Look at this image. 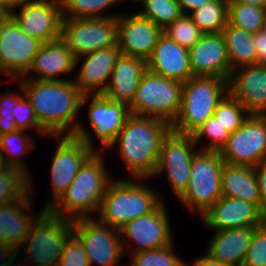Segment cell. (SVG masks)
Listing matches in <instances>:
<instances>
[{
	"mask_svg": "<svg viewBox=\"0 0 266 266\" xmlns=\"http://www.w3.org/2000/svg\"><path fill=\"white\" fill-rule=\"evenodd\" d=\"M49 136H72L77 129L83 94L74 80L17 79Z\"/></svg>",
	"mask_w": 266,
	"mask_h": 266,
	"instance_id": "1",
	"label": "cell"
},
{
	"mask_svg": "<svg viewBox=\"0 0 266 266\" xmlns=\"http://www.w3.org/2000/svg\"><path fill=\"white\" fill-rule=\"evenodd\" d=\"M171 126L160 119L132 115L108 146L117 147V154L130 178L151 179L155 173L160 146Z\"/></svg>",
	"mask_w": 266,
	"mask_h": 266,
	"instance_id": "2",
	"label": "cell"
},
{
	"mask_svg": "<svg viewBox=\"0 0 266 266\" xmlns=\"http://www.w3.org/2000/svg\"><path fill=\"white\" fill-rule=\"evenodd\" d=\"M105 153L97 150L85 161L66 192L49 209L53 214L72 220L97 215L113 180L104 160Z\"/></svg>",
	"mask_w": 266,
	"mask_h": 266,
	"instance_id": "3",
	"label": "cell"
},
{
	"mask_svg": "<svg viewBox=\"0 0 266 266\" xmlns=\"http://www.w3.org/2000/svg\"><path fill=\"white\" fill-rule=\"evenodd\" d=\"M114 179L109 183L95 217L115 229L120 230L129 221L153 212L164 201L159 194L161 191L147 183L150 179L123 176Z\"/></svg>",
	"mask_w": 266,
	"mask_h": 266,
	"instance_id": "4",
	"label": "cell"
},
{
	"mask_svg": "<svg viewBox=\"0 0 266 266\" xmlns=\"http://www.w3.org/2000/svg\"><path fill=\"white\" fill-rule=\"evenodd\" d=\"M72 234V219L45 209L33 222L29 234L15 252L26 265L58 266L65 243Z\"/></svg>",
	"mask_w": 266,
	"mask_h": 266,
	"instance_id": "5",
	"label": "cell"
},
{
	"mask_svg": "<svg viewBox=\"0 0 266 266\" xmlns=\"http://www.w3.org/2000/svg\"><path fill=\"white\" fill-rule=\"evenodd\" d=\"M228 93V80L214 76H193L182 86L181 107L171 130L191 135L208 118Z\"/></svg>",
	"mask_w": 266,
	"mask_h": 266,
	"instance_id": "6",
	"label": "cell"
},
{
	"mask_svg": "<svg viewBox=\"0 0 266 266\" xmlns=\"http://www.w3.org/2000/svg\"><path fill=\"white\" fill-rule=\"evenodd\" d=\"M84 106L88 110L86 113L87 121L91 128L89 129L83 121H79L77 129L72 136L79 138L83 143L96 151L97 149L98 151L108 150V146L114 141L131 114L129 106L123 102L113 101L104 94L83 95L81 110L84 109ZM95 138L97 142L99 140L101 148L94 146L96 145Z\"/></svg>",
	"mask_w": 266,
	"mask_h": 266,
	"instance_id": "7",
	"label": "cell"
},
{
	"mask_svg": "<svg viewBox=\"0 0 266 266\" xmlns=\"http://www.w3.org/2000/svg\"><path fill=\"white\" fill-rule=\"evenodd\" d=\"M182 86V82L168 79L147 69L132 102L128 105L130 113L157 118L171 126L180 111Z\"/></svg>",
	"mask_w": 266,
	"mask_h": 266,
	"instance_id": "8",
	"label": "cell"
},
{
	"mask_svg": "<svg viewBox=\"0 0 266 266\" xmlns=\"http://www.w3.org/2000/svg\"><path fill=\"white\" fill-rule=\"evenodd\" d=\"M219 151H199L193 158L190 180L185 192L177 199L191 214L199 217L222 196V168Z\"/></svg>",
	"mask_w": 266,
	"mask_h": 266,
	"instance_id": "9",
	"label": "cell"
},
{
	"mask_svg": "<svg viewBox=\"0 0 266 266\" xmlns=\"http://www.w3.org/2000/svg\"><path fill=\"white\" fill-rule=\"evenodd\" d=\"M199 151L192 135L170 130L162 140L157 167L151 180L165 174L166 183L178 199L188 187L193 158Z\"/></svg>",
	"mask_w": 266,
	"mask_h": 266,
	"instance_id": "10",
	"label": "cell"
},
{
	"mask_svg": "<svg viewBox=\"0 0 266 266\" xmlns=\"http://www.w3.org/2000/svg\"><path fill=\"white\" fill-rule=\"evenodd\" d=\"M57 145L50 160V194L44 209H50L66 192L85 161L96 151L73 136H50ZM50 184V185H49Z\"/></svg>",
	"mask_w": 266,
	"mask_h": 266,
	"instance_id": "11",
	"label": "cell"
},
{
	"mask_svg": "<svg viewBox=\"0 0 266 266\" xmlns=\"http://www.w3.org/2000/svg\"><path fill=\"white\" fill-rule=\"evenodd\" d=\"M73 234L80 240L90 266L123 265L126 256L120 230L89 217L73 220Z\"/></svg>",
	"mask_w": 266,
	"mask_h": 266,
	"instance_id": "12",
	"label": "cell"
},
{
	"mask_svg": "<svg viewBox=\"0 0 266 266\" xmlns=\"http://www.w3.org/2000/svg\"><path fill=\"white\" fill-rule=\"evenodd\" d=\"M75 58L117 46V17L62 19L61 38Z\"/></svg>",
	"mask_w": 266,
	"mask_h": 266,
	"instance_id": "13",
	"label": "cell"
},
{
	"mask_svg": "<svg viewBox=\"0 0 266 266\" xmlns=\"http://www.w3.org/2000/svg\"><path fill=\"white\" fill-rule=\"evenodd\" d=\"M168 210L167 202L163 201L153 212L137 217L122 227L120 235L124 253H129L128 248L132 249L130 253H137L173 244Z\"/></svg>",
	"mask_w": 266,
	"mask_h": 266,
	"instance_id": "14",
	"label": "cell"
},
{
	"mask_svg": "<svg viewBox=\"0 0 266 266\" xmlns=\"http://www.w3.org/2000/svg\"><path fill=\"white\" fill-rule=\"evenodd\" d=\"M41 45L38 39L25 34L12 16L6 19L0 24V77H24Z\"/></svg>",
	"mask_w": 266,
	"mask_h": 266,
	"instance_id": "15",
	"label": "cell"
},
{
	"mask_svg": "<svg viewBox=\"0 0 266 266\" xmlns=\"http://www.w3.org/2000/svg\"><path fill=\"white\" fill-rule=\"evenodd\" d=\"M225 163L255 167L266 160V115L250 114L219 151Z\"/></svg>",
	"mask_w": 266,
	"mask_h": 266,
	"instance_id": "16",
	"label": "cell"
},
{
	"mask_svg": "<svg viewBox=\"0 0 266 266\" xmlns=\"http://www.w3.org/2000/svg\"><path fill=\"white\" fill-rule=\"evenodd\" d=\"M11 16L25 34L42 43L61 38V0H19Z\"/></svg>",
	"mask_w": 266,
	"mask_h": 266,
	"instance_id": "17",
	"label": "cell"
},
{
	"mask_svg": "<svg viewBox=\"0 0 266 266\" xmlns=\"http://www.w3.org/2000/svg\"><path fill=\"white\" fill-rule=\"evenodd\" d=\"M20 199L0 207V252L16 251L24 242L36 218L45 210H33L35 188ZM34 189V190H33Z\"/></svg>",
	"mask_w": 266,
	"mask_h": 266,
	"instance_id": "18",
	"label": "cell"
},
{
	"mask_svg": "<svg viewBox=\"0 0 266 266\" xmlns=\"http://www.w3.org/2000/svg\"><path fill=\"white\" fill-rule=\"evenodd\" d=\"M163 30L136 11L121 12L117 17V46L124 55L147 60Z\"/></svg>",
	"mask_w": 266,
	"mask_h": 266,
	"instance_id": "19",
	"label": "cell"
},
{
	"mask_svg": "<svg viewBox=\"0 0 266 266\" xmlns=\"http://www.w3.org/2000/svg\"><path fill=\"white\" fill-rule=\"evenodd\" d=\"M266 215L253 203L221 196L200 216L201 224L209 230L220 231L233 228L261 226Z\"/></svg>",
	"mask_w": 266,
	"mask_h": 266,
	"instance_id": "20",
	"label": "cell"
},
{
	"mask_svg": "<svg viewBox=\"0 0 266 266\" xmlns=\"http://www.w3.org/2000/svg\"><path fill=\"white\" fill-rule=\"evenodd\" d=\"M120 54L118 46H113L76 58L73 80L83 95L104 93Z\"/></svg>",
	"mask_w": 266,
	"mask_h": 266,
	"instance_id": "21",
	"label": "cell"
},
{
	"mask_svg": "<svg viewBox=\"0 0 266 266\" xmlns=\"http://www.w3.org/2000/svg\"><path fill=\"white\" fill-rule=\"evenodd\" d=\"M228 93L250 114L266 115V66L254 64L232 70Z\"/></svg>",
	"mask_w": 266,
	"mask_h": 266,
	"instance_id": "22",
	"label": "cell"
},
{
	"mask_svg": "<svg viewBox=\"0 0 266 266\" xmlns=\"http://www.w3.org/2000/svg\"><path fill=\"white\" fill-rule=\"evenodd\" d=\"M193 76H214L229 79L231 68L222 33L203 34L188 49Z\"/></svg>",
	"mask_w": 266,
	"mask_h": 266,
	"instance_id": "23",
	"label": "cell"
},
{
	"mask_svg": "<svg viewBox=\"0 0 266 266\" xmlns=\"http://www.w3.org/2000/svg\"><path fill=\"white\" fill-rule=\"evenodd\" d=\"M76 58L61 40L42 43L33 63L23 77L27 80H73ZM64 76V78L62 77ZM72 78V79H71Z\"/></svg>",
	"mask_w": 266,
	"mask_h": 266,
	"instance_id": "24",
	"label": "cell"
},
{
	"mask_svg": "<svg viewBox=\"0 0 266 266\" xmlns=\"http://www.w3.org/2000/svg\"><path fill=\"white\" fill-rule=\"evenodd\" d=\"M146 64L148 70L178 82L185 83L193 77L188 49L165 34L159 37Z\"/></svg>",
	"mask_w": 266,
	"mask_h": 266,
	"instance_id": "25",
	"label": "cell"
},
{
	"mask_svg": "<svg viewBox=\"0 0 266 266\" xmlns=\"http://www.w3.org/2000/svg\"><path fill=\"white\" fill-rule=\"evenodd\" d=\"M147 70L146 60L120 54L113 68L109 84L104 95L113 101L129 105L139 86V82Z\"/></svg>",
	"mask_w": 266,
	"mask_h": 266,
	"instance_id": "26",
	"label": "cell"
},
{
	"mask_svg": "<svg viewBox=\"0 0 266 266\" xmlns=\"http://www.w3.org/2000/svg\"><path fill=\"white\" fill-rule=\"evenodd\" d=\"M259 226L212 231L206 253L231 266H242L254 230Z\"/></svg>",
	"mask_w": 266,
	"mask_h": 266,
	"instance_id": "27",
	"label": "cell"
},
{
	"mask_svg": "<svg viewBox=\"0 0 266 266\" xmlns=\"http://www.w3.org/2000/svg\"><path fill=\"white\" fill-rule=\"evenodd\" d=\"M221 185L222 196L253 203L261 210L260 190L253 167L224 162Z\"/></svg>",
	"mask_w": 266,
	"mask_h": 266,
	"instance_id": "28",
	"label": "cell"
},
{
	"mask_svg": "<svg viewBox=\"0 0 266 266\" xmlns=\"http://www.w3.org/2000/svg\"><path fill=\"white\" fill-rule=\"evenodd\" d=\"M26 130H17L8 134L0 135V156L6 162L9 168H16L21 170L30 178V185L33 184V178L27 161L25 162L23 155H30L38 143Z\"/></svg>",
	"mask_w": 266,
	"mask_h": 266,
	"instance_id": "29",
	"label": "cell"
},
{
	"mask_svg": "<svg viewBox=\"0 0 266 266\" xmlns=\"http://www.w3.org/2000/svg\"><path fill=\"white\" fill-rule=\"evenodd\" d=\"M222 34L227 47L231 72L242 66L257 64L253 33L227 23Z\"/></svg>",
	"mask_w": 266,
	"mask_h": 266,
	"instance_id": "30",
	"label": "cell"
},
{
	"mask_svg": "<svg viewBox=\"0 0 266 266\" xmlns=\"http://www.w3.org/2000/svg\"><path fill=\"white\" fill-rule=\"evenodd\" d=\"M228 0H210L188 15L203 34L222 33L228 23Z\"/></svg>",
	"mask_w": 266,
	"mask_h": 266,
	"instance_id": "31",
	"label": "cell"
},
{
	"mask_svg": "<svg viewBox=\"0 0 266 266\" xmlns=\"http://www.w3.org/2000/svg\"><path fill=\"white\" fill-rule=\"evenodd\" d=\"M62 17L65 19L118 17L121 13L108 12L118 6V0H61Z\"/></svg>",
	"mask_w": 266,
	"mask_h": 266,
	"instance_id": "32",
	"label": "cell"
},
{
	"mask_svg": "<svg viewBox=\"0 0 266 266\" xmlns=\"http://www.w3.org/2000/svg\"><path fill=\"white\" fill-rule=\"evenodd\" d=\"M139 5L135 11L162 30L183 14L177 0H143Z\"/></svg>",
	"mask_w": 266,
	"mask_h": 266,
	"instance_id": "33",
	"label": "cell"
},
{
	"mask_svg": "<svg viewBox=\"0 0 266 266\" xmlns=\"http://www.w3.org/2000/svg\"><path fill=\"white\" fill-rule=\"evenodd\" d=\"M266 8L243 3H228V23L250 33L262 31Z\"/></svg>",
	"mask_w": 266,
	"mask_h": 266,
	"instance_id": "34",
	"label": "cell"
},
{
	"mask_svg": "<svg viewBox=\"0 0 266 266\" xmlns=\"http://www.w3.org/2000/svg\"><path fill=\"white\" fill-rule=\"evenodd\" d=\"M191 135L201 151H220L226 144L230 132L223 127L214 116H212L199 126Z\"/></svg>",
	"mask_w": 266,
	"mask_h": 266,
	"instance_id": "35",
	"label": "cell"
},
{
	"mask_svg": "<svg viewBox=\"0 0 266 266\" xmlns=\"http://www.w3.org/2000/svg\"><path fill=\"white\" fill-rule=\"evenodd\" d=\"M30 190V178L21 170L8 168L0 174V207L23 197Z\"/></svg>",
	"mask_w": 266,
	"mask_h": 266,
	"instance_id": "36",
	"label": "cell"
},
{
	"mask_svg": "<svg viewBox=\"0 0 266 266\" xmlns=\"http://www.w3.org/2000/svg\"><path fill=\"white\" fill-rule=\"evenodd\" d=\"M249 115L246 108L229 93L217 104L213 114L230 133L240 128Z\"/></svg>",
	"mask_w": 266,
	"mask_h": 266,
	"instance_id": "37",
	"label": "cell"
},
{
	"mask_svg": "<svg viewBox=\"0 0 266 266\" xmlns=\"http://www.w3.org/2000/svg\"><path fill=\"white\" fill-rule=\"evenodd\" d=\"M174 245L173 243L160 249L130 253V265L127 266H185V260L177 255Z\"/></svg>",
	"mask_w": 266,
	"mask_h": 266,
	"instance_id": "38",
	"label": "cell"
},
{
	"mask_svg": "<svg viewBox=\"0 0 266 266\" xmlns=\"http://www.w3.org/2000/svg\"><path fill=\"white\" fill-rule=\"evenodd\" d=\"M163 34L187 49L191 48L203 35L188 14H182L174 20L163 29Z\"/></svg>",
	"mask_w": 266,
	"mask_h": 266,
	"instance_id": "39",
	"label": "cell"
},
{
	"mask_svg": "<svg viewBox=\"0 0 266 266\" xmlns=\"http://www.w3.org/2000/svg\"><path fill=\"white\" fill-rule=\"evenodd\" d=\"M14 116L15 125L19 130H32L33 136H39L41 138H50V136L39 125L32 104L28 98L24 95L14 106V110L11 113Z\"/></svg>",
	"mask_w": 266,
	"mask_h": 266,
	"instance_id": "40",
	"label": "cell"
},
{
	"mask_svg": "<svg viewBox=\"0 0 266 266\" xmlns=\"http://www.w3.org/2000/svg\"><path fill=\"white\" fill-rule=\"evenodd\" d=\"M242 266H266V222L254 230Z\"/></svg>",
	"mask_w": 266,
	"mask_h": 266,
	"instance_id": "41",
	"label": "cell"
},
{
	"mask_svg": "<svg viewBox=\"0 0 266 266\" xmlns=\"http://www.w3.org/2000/svg\"><path fill=\"white\" fill-rule=\"evenodd\" d=\"M58 266H90L86 252L74 234L66 241Z\"/></svg>",
	"mask_w": 266,
	"mask_h": 266,
	"instance_id": "42",
	"label": "cell"
},
{
	"mask_svg": "<svg viewBox=\"0 0 266 266\" xmlns=\"http://www.w3.org/2000/svg\"><path fill=\"white\" fill-rule=\"evenodd\" d=\"M13 82L17 85L19 90L14 91L8 88L7 90H4V92H1L0 117H14L11 114L14 110V106H16V103L25 95L21 84L17 80H14Z\"/></svg>",
	"mask_w": 266,
	"mask_h": 266,
	"instance_id": "43",
	"label": "cell"
},
{
	"mask_svg": "<svg viewBox=\"0 0 266 266\" xmlns=\"http://www.w3.org/2000/svg\"><path fill=\"white\" fill-rule=\"evenodd\" d=\"M254 168L261 197V211L266 215V160L261 161Z\"/></svg>",
	"mask_w": 266,
	"mask_h": 266,
	"instance_id": "44",
	"label": "cell"
},
{
	"mask_svg": "<svg viewBox=\"0 0 266 266\" xmlns=\"http://www.w3.org/2000/svg\"><path fill=\"white\" fill-rule=\"evenodd\" d=\"M254 43L257 51V64L266 66V33L263 31L254 33Z\"/></svg>",
	"mask_w": 266,
	"mask_h": 266,
	"instance_id": "45",
	"label": "cell"
},
{
	"mask_svg": "<svg viewBox=\"0 0 266 266\" xmlns=\"http://www.w3.org/2000/svg\"><path fill=\"white\" fill-rule=\"evenodd\" d=\"M185 266H231V265L223 263L220 260L214 259L205 252L204 256L202 255L201 257L193 259V261H191L190 264L185 262Z\"/></svg>",
	"mask_w": 266,
	"mask_h": 266,
	"instance_id": "46",
	"label": "cell"
},
{
	"mask_svg": "<svg viewBox=\"0 0 266 266\" xmlns=\"http://www.w3.org/2000/svg\"><path fill=\"white\" fill-rule=\"evenodd\" d=\"M0 266H27V265H25V262L21 260V256H19L15 251H10V252H0Z\"/></svg>",
	"mask_w": 266,
	"mask_h": 266,
	"instance_id": "47",
	"label": "cell"
},
{
	"mask_svg": "<svg viewBox=\"0 0 266 266\" xmlns=\"http://www.w3.org/2000/svg\"><path fill=\"white\" fill-rule=\"evenodd\" d=\"M210 0H177L183 14H189L191 11L201 7Z\"/></svg>",
	"mask_w": 266,
	"mask_h": 266,
	"instance_id": "48",
	"label": "cell"
},
{
	"mask_svg": "<svg viewBox=\"0 0 266 266\" xmlns=\"http://www.w3.org/2000/svg\"><path fill=\"white\" fill-rule=\"evenodd\" d=\"M14 117H0V135L17 131Z\"/></svg>",
	"mask_w": 266,
	"mask_h": 266,
	"instance_id": "49",
	"label": "cell"
},
{
	"mask_svg": "<svg viewBox=\"0 0 266 266\" xmlns=\"http://www.w3.org/2000/svg\"><path fill=\"white\" fill-rule=\"evenodd\" d=\"M19 0H0V7L4 8L10 15L17 6Z\"/></svg>",
	"mask_w": 266,
	"mask_h": 266,
	"instance_id": "50",
	"label": "cell"
},
{
	"mask_svg": "<svg viewBox=\"0 0 266 266\" xmlns=\"http://www.w3.org/2000/svg\"><path fill=\"white\" fill-rule=\"evenodd\" d=\"M229 3H243L266 8V0H228Z\"/></svg>",
	"mask_w": 266,
	"mask_h": 266,
	"instance_id": "51",
	"label": "cell"
},
{
	"mask_svg": "<svg viewBox=\"0 0 266 266\" xmlns=\"http://www.w3.org/2000/svg\"><path fill=\"white\" fill-rule=\"evenodd\" d=\"M11 15L4 9L0 7V24L8 19Z\"/></svg>",
	"mask_w": 266,
	"mask_h": 266,
	"instance_id": "52",
	"label": "cell"
},
{
	"mask_svg": "<svg viewBox=\"0 0 266 266\" xmlns=\"http://www.w3.org/2000/svg\"><path fill=\"white\" fill-rule=\"evenodd\" d=\"M9 167L7 166L6 162L0 156V174L4 173Z\"/></svg>",
	"mask_w": 266,
	"mask_h": 266,
	"instance_id": "53",
	"label": "cell"
},
{
	"mask_svg": "<svg viewBox=\"0 0 266 266\" xmlns=\"http://www.w3.org/2000/svg\"><path fill=\"white\" fill-rule=\"evenodd\" d=\"M124 1L127 2L128 0H118L119 4H121V2L124 3ZM130 1H133V3H134V1H135V4H136L137 2H139V4H140L143 0H130Z\"/></svg>",
	"mask_w": 266,
	"mask_h": 266,
	"instance_id": "54",
	"label": "cell"
},
{
	"mask_svg": "<svg viewBox=\"0 0 266 266\" xmlns=\"http://www.w3.org/2000/svg\"><path fill=\"white\" fill-rule=\"evenodd\" d=\"M262 31L266 33V13H265V17H264Z\"/></svg>",
	"mask_w": 266,
	"mask_h": 266,
	"instance_id": "55",
	"label": "cell"
}]
</instances>
